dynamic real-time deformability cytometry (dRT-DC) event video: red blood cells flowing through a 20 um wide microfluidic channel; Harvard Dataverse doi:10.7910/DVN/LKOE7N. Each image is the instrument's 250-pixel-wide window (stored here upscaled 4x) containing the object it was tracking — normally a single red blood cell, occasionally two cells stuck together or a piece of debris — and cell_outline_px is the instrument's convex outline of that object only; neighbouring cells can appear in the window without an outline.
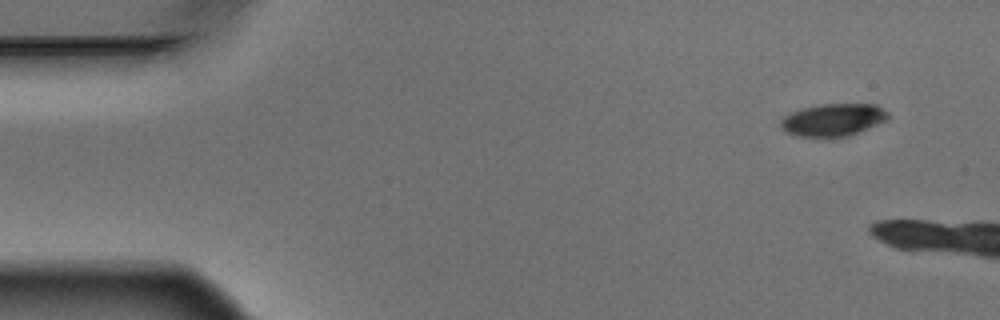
{"species": "Egyptian fruit bat (a non-hibernating species)", "species_latin": "Rousettus aegyptiacus", "temperature_condition": "warm", "stored_images_in_passage": 2, "camera_frame_rate_fps": 3000, "um_per_image_px": 0.085, "animal": {"sex": "male"}, "frame": {"image": 1, "passage_image": 1, "time_ms": 0.0, "image_size_px": [1000, 320], "cell_outline_px": [[888, 120], [848, 136], [828, 140], [796, 136], [784, 132], [780, 128], [780, 120], [788, 112], [800, 108], [820, 104], [876, 104], [888, 112]], "centroid_in_image_um": [70.74, 10.22], "position_along_channel_um": 14.3, "area_um2": 21.21}}